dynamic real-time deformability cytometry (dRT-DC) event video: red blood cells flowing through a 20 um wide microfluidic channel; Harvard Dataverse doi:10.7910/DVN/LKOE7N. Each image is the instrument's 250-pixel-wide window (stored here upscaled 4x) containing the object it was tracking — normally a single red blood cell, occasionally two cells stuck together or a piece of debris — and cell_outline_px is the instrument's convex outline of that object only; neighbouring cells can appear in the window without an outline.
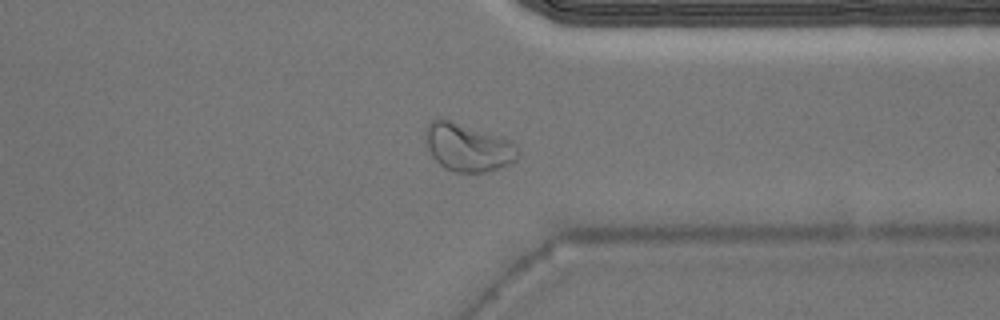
{"species": "Egyptian fruit bat (a non-hibernating species)", "species_latin": "Rousettus aegyptiacus", "temperature_condition": "warm", "stored_images_in_passage": 40, "camera_frame_rate_fps": 3000, "um_per_image_px": 0.085, "animal": {"sex": "male"}, "frame": {"image": 1, "passage_image": 29, "time_ms": 9.333, "image_size_px": [1000, 320], "cell_outline_px": [[520, 152], [516, 160], [500, 168], [484, 172], [456, 172], [444, 168], [432, 156], [428, 148], [424, 132], [428, 124], [432, 120], [448, 120], [504, 136], [512, 140], [520, 148]], "centroid_in_image_um": [39.83, 12.53], "position_along_channel_um": 371.6, "area_um2": 25.95}}